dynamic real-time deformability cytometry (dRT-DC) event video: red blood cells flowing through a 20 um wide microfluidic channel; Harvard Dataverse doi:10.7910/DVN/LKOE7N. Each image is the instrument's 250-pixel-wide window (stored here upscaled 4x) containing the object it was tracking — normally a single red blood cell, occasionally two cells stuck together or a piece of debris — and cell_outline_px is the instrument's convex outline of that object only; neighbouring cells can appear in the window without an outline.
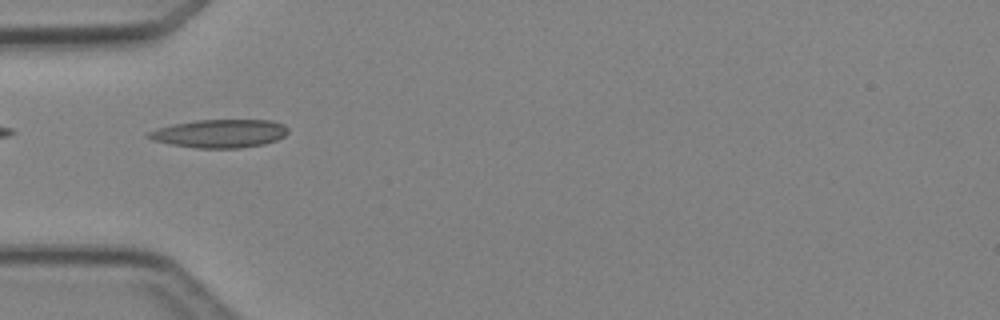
{"species": "Egyptian fruit bat (a non-hibernating species)", "species_latin": "Rousettus aegyptiacus", "temperature_condition": "cold", "stored_images_in_passage": 1, "camera_frame_rate_fps": 3000, "um_per_image_px": 0.085, "animal": {"sex": "female"}, "frame": {"image": 1, "passage_image": 1, "time_ms": 0.0, "image_size_px": [1000, 320], "cell_outline_px": [[288, 132], [284, 136], [276, 140], [264, 144], [240, 148], [196, 148], [172, 144], [152, 140], [144, 136], [148, 132], [156, 128], [172, 124], [196, 120], [272, 120], [284, 124], [288, 128]], "centroid_in_image_um": [18.67, 11.34], "position_along_channel_um": 66.3, "area_um2": 23.12}}